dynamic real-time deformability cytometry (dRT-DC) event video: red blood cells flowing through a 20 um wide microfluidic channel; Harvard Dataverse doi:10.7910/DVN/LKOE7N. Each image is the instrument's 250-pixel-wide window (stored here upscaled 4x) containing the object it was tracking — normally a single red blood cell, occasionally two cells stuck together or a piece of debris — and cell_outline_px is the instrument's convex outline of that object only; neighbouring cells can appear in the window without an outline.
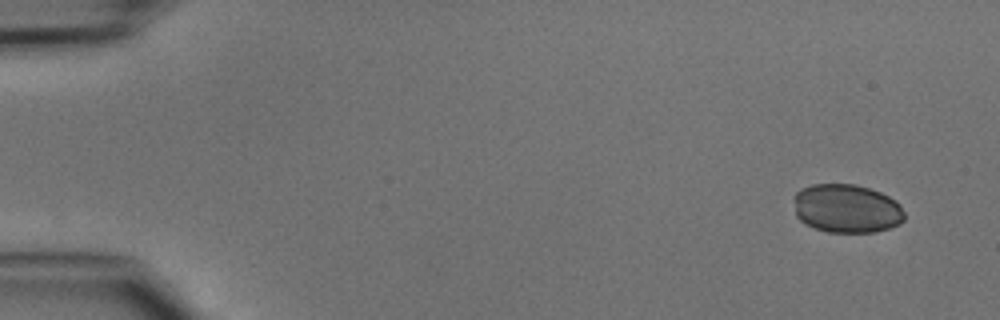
{"species": "common noctule bat (a hibernating species)", "species_latin": "Nyctalus noctula", "temperature_condition": "cold", "stored_images_in_passage": 26, "camera_frame_rate_fps": 3000, "um_per_image_px": 0.085, "animal": {"sex": "male", "body_mass_g": 15.6}, "frame": {"image": 1, "passage_image": 1, "time_ms": 0.0, "image_size_px": [1000, 320], "cell_outline_px": [[904, 220], [900, 224], [888, 228], [872, 232], [828, 232], [804, 224], [796, 216], [792, 196], [800, 188], [812, 184], [856, 184], [880, 192], [896, 200], [900, 204], [904, 212]], "centroid_in_image_um": [71.94, 17.71], "position_along_channel_um": 13.1, "area_um2": 31.73}}